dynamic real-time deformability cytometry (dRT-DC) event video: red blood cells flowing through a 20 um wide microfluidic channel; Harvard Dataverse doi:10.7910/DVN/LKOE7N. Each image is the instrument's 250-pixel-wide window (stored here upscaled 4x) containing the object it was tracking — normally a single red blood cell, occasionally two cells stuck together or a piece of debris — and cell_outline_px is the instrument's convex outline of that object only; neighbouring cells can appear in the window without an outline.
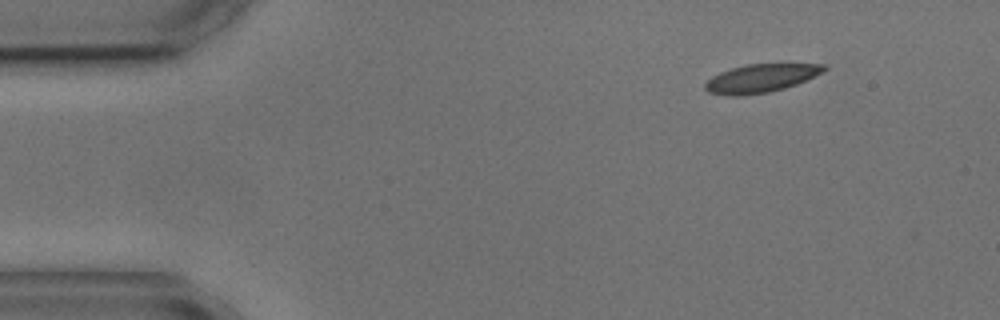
{"species": "common noctule bat (a hibernating species)", "species_latin": "Nyctalus noctula", "temperature_condition": "cold", "stored_images_in_passage": 13, "camera_frame_rate_fps": 3000, "um_per_image_px": 0.085, "animal": {"sex": "male", "body_mass_g": 17.9, "forearm_length_mm": 54.2}, "frame": {"image": 1, "passage_image": 1, "time_ms": 0.0, "image_size_px": [1000, 320], "cell_outline_px": [[828, 68], [796, 84], [784, 88], [768, 92], [740, 96], [728, 96], [708, 92], [704, 88], [704, 84], [712, 76], [720, 72], [744, 64], [828, 64]], "centroid_in_image_um": [64.61, 6.65], "position_along_channel_um": 20.4, "area_um2": 19.42}}
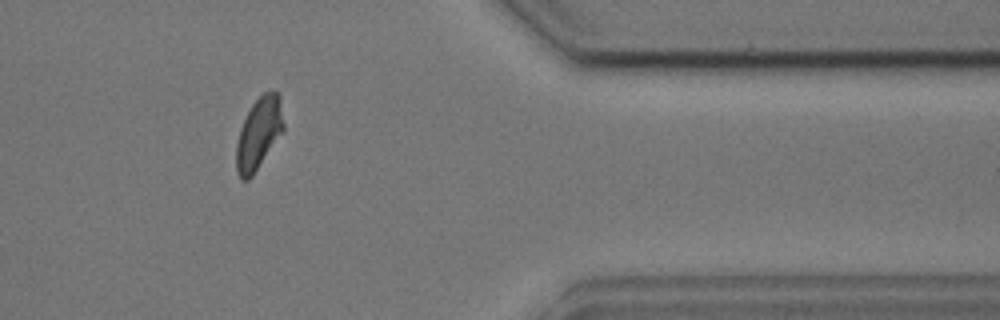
{"frame": {"image": 2, "passage_image": 11, "time_ms": 13.0, "image_size_px": [1000, 320], "cell_outline_px": [[284, 132], [252, 176], [248, 180], [240, 180], [236, 172], [236, 144], [240, 128], [252, 104], [264, 92], [280, 92], [284, 124]], "centroid_in_image_um": [22.01, 11.36], "position_along_channel_um": 389.4, "area_um2": 20.0}, "authors_computed_cell_mechanics": {"area_um2": 20.0566, "velocity_mm_per_s": 3.5921, "shape_relaxation_time_tau1_ms": 5.2728, "shape_relaxation_time_tau2_ms": null, "deformation_change_tau1": 0.1225, "deformation_change_tau2": null}}